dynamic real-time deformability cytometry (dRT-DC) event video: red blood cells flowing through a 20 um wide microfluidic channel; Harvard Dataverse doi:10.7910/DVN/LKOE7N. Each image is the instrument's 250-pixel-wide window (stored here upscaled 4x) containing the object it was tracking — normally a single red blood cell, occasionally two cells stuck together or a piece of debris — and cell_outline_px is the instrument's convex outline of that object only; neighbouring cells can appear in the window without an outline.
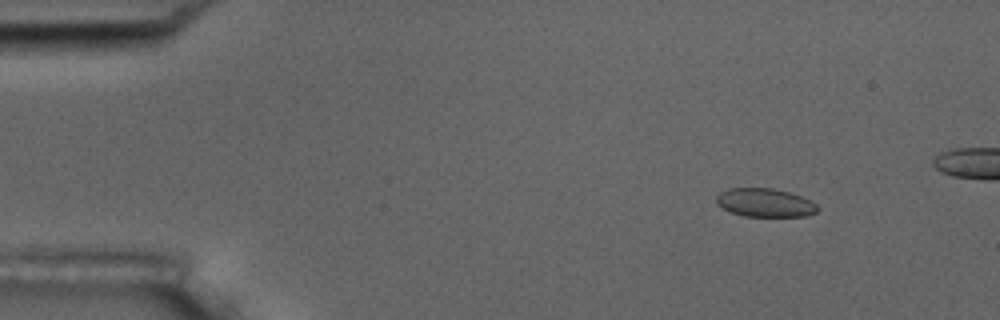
{"species": "common noctule bat (a hibernating species)", "species_latin": "Nyctalus noctula", "temperature_condition": "room temperature", "stored_images_in_passage": 6, "camera_frame_rate_fps": 3000, "um_per_image_px": 0.085, "animal": {"sex": "male", "body_mass_g": 17.5, "forearm_length_mm": 52.3}, "frame": {"image": 1, "passage_image": 2, "time_ms": 1.0, "image_size_px": [1000, 320], "cell_outline_px": [[820, 208], [816, 212], [804, 216], [744, 216], [732, 212], [716, 204], [716, 196], [720, 192], [728, 188], [772, 188], [788, 192], [800, 196], [816, 204]], "centroid_in_image_um": [65.0, 17.22], "position_along_channel_um": 20.0, "area_um2": 16.65}}